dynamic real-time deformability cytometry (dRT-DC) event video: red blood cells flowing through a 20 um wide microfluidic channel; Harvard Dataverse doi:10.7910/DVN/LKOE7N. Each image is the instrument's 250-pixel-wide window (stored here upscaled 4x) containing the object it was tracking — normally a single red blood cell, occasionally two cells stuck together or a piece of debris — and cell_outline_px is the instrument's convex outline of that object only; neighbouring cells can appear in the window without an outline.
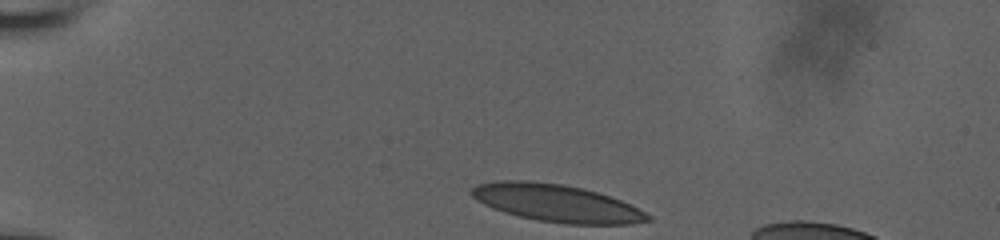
{"species": "human", "species_latin": "Homo sapiens", "temperature_condition": "room temperature", "stored_images_in_passage": 36, "camera_frame_rate_fps": 3000, "um_per_image_px": 0.085, "donor": {"sex": "male"}, "frame": {"image": 1, "passage_image": 1, "time_ms": 0.0, "image_size_px": [1000, 240], "cell_outline_px": [[652, 220], [628, 224], [564, 224], [540, 220], [520, 216], [504, 212], [492, 208], [476, 200], [468, 192], [468, 188], [476, 184], [496, 180], [528, 180], [560, 184], [580, 188], [596, 192], [620, 200], [652, 216]], "centroid_in_image_um": [47.22, 17.25], "position_along_channel_um": 37.8, "area_um2": 38.26}}
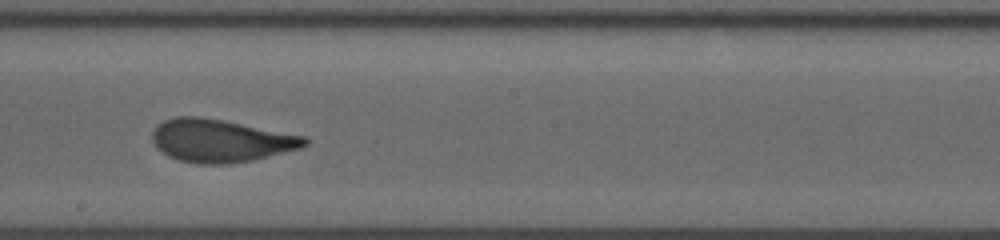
{"frame": {"image": 2, "passage_image": 21, "time_ms": 6.667, "image_size_px": [1000, 240], "cell_outline_px": [[308, 144], [300, 148], [252, 160], [228, 164], [196, 164], [180, 160], [168, 156], [156, 148], [152, 140], [152, 132], [164, 120], [176, 116], [196, 116], [224, 120], [304, 136], [308, 140]], "centroid_in_image_um": [18.72, 11.96], "position_along_channel_um": 229.5, "area_um2": 37.86}}
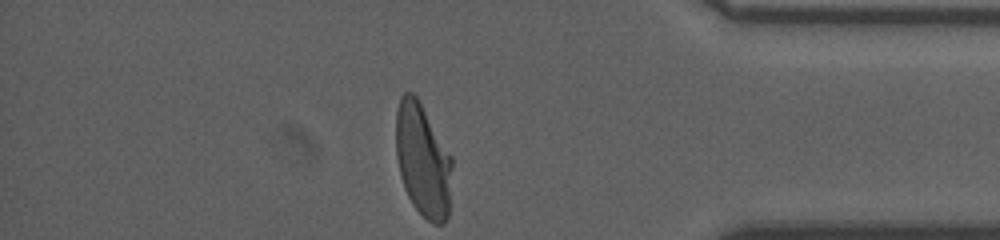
{"frame": {"image": 3, "passage_image": 36, "time_ms": 11.667, "image_size_px": [1000, 240], "cell_outline_px": [[452, 168], [448, 216], [444, 224], [432, 224], [412, 204], [404, 188], [400, 176], [396, 156], [396, 112], [400, 96], [404, 92], [412, 92], [416, 96], [452, 156]], "centroid_in_image_um": [35.93, 13.63], "position_along_channel_um": 399.3, "area_um2": 37.11}, "authors_computed_cell_mechanics": {"area_um2": 38.3214, "velocity_mm_per_s": 3.8389, "shape_relaxation_time_tau1_ms": 6.2178, "shape_relaxation_time_tau2_ms": 0.8012, "deformation_change_tau1": 0.2172, "deformation_change_tau2": 0.0745}}